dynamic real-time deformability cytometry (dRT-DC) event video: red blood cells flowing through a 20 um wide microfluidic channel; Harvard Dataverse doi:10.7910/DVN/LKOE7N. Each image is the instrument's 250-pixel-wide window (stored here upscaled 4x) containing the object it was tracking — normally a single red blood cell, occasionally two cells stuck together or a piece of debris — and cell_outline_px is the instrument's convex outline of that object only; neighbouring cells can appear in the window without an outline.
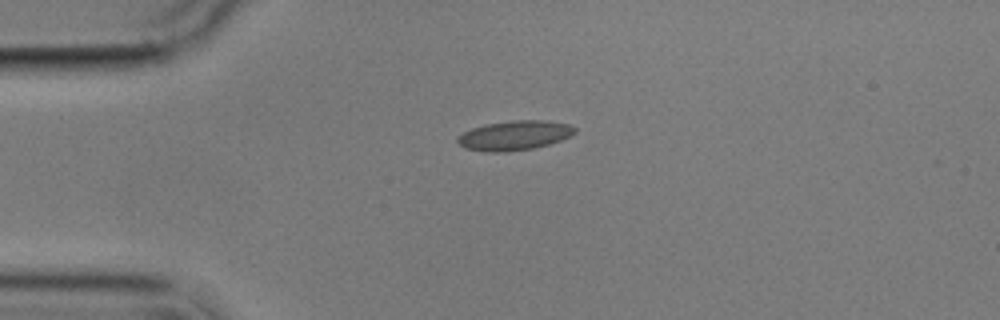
{"species": "common noctule bat (a hibernating species)", "species_latin": "Nyctalus noctula", "temperature_condition": "cold", "stored_images_in_passage": 2, "camera_frame_rate_fps": 3000, "um_per_image_px": 0.085, "animal": {"sex": "male", "body_mass_g": 17.9}, "frame": {"image": 1, "passage_image": 1, "time_ms": 0.0, "image_size_px": [1000, 320], "cell_outline_px": [[576, 132], [560, 140], [548, 144], [532, 148], [504, 152], [484, 152], [464, 148], [456, 140], [456, 136], [472, 128], [488, 124], [512, 120], [544, 120], [568, 124], [576, 128]], "centroid_in_image_um": [43.69, 11.51], "position_along_channel_um": 41.3, "area_um2": 20.06}}